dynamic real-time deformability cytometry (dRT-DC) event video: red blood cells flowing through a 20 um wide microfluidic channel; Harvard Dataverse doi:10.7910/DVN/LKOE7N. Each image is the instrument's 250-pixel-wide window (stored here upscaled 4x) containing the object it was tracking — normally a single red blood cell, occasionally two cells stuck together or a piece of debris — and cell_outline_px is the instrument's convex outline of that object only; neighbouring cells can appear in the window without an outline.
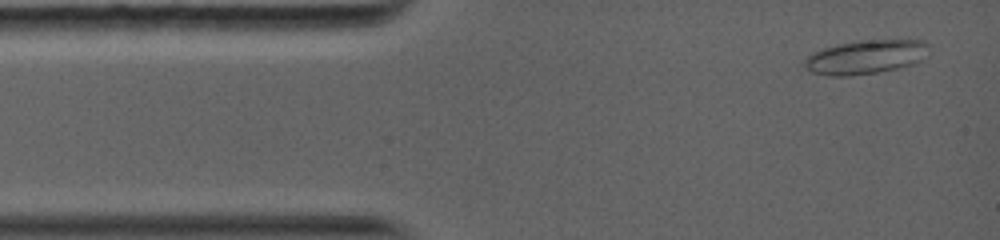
{"species": "common noctule bat (a hibernating species)", "species_latin": "Nyctalus noctula", "temperature_condition": "warm", "stored_images_in_passage": 3, "camera_frame_rate_fps": 5000, "um_per_image_px": 0.085, "animal": {"sex": "female", "body_mass_g": 19.0, "forearm_length_mm": 56.7}, "frame": {"image": 1, "passage_image": 1, "time_ms": 0.0, "image_size_px": [1000, 240], "cell_outline_px": [[928, 56], [916, 64], [876, 72], [848, 76], [828, 76], [812, 72], [804, 64], [804, 60], [812, 52], [824, 48], [840, 44], [860, 40], [924, 40], [928, 44]], "centroid_in_image_um": [73.63, 4.84], "position_along_channel_um": 11.4, "area_um2": 24.62}}
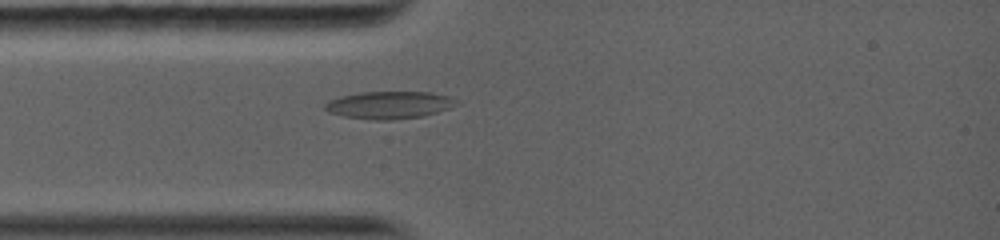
{"frame": {"image": 2, "passage_image": 3, "time_ms": 2.4, "image_size_px": [1000, 240], "cell_outline_px": [[460, 104], [452, 108], [424, 116], [392, 120], [376, 120], [344, 116], [328, 112], [324, 108], [324, 104], [328, 100], [340, 96], [360, 92], [432, 92], [448, 96], [460, 100]], "centroid_in_image_um": [33.14, 8.92], "position_along_channel_um": 51.9, "area_um2": 21.33}}